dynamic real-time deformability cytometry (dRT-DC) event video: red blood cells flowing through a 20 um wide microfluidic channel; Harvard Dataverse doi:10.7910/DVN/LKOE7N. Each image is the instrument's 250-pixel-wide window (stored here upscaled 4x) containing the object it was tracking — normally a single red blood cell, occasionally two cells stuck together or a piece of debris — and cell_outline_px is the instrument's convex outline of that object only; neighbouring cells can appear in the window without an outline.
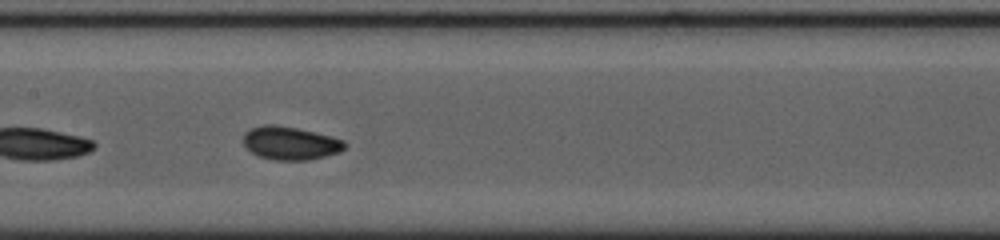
{"species": "common noctule bat (a hibernating species)", "species_latin": "Nyctalus noctula", "temperature_condition": "cold", "stored_images_in_passage": 17, "camera_frame_rate_fps": 3000, "um_per_image_px": 0.085, "animal": {"sex": "female", "body_mass_g": 23.0, "forearm_length_mm": 53.4}, "frame": {"image": 1, "passage_image": 12, "time_ms": 3.667, "image_size_px": [1000, 240], "cell_outline_px": [[348, 144], [340, 152], [308, 160], [276, 160], [260, 156], [252, 152], [244, 144], [244, 132], [252, 128], [264, 124], [272, 124], [296, 128], [332, 136], [344, 140]], "centroid_in_image_um": [24.7, 12.16], "position_along_channel_um": 182.7, "area_um2": 19.48}}